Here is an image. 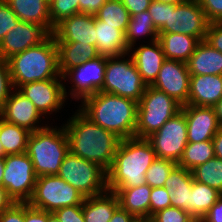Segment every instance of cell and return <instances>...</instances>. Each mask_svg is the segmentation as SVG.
I'll list each match as a JSON object with an SVG mask.
<instances>
[{
    "instance_id": "32",
    "label": "cell",
    "mask_w": 222,
    "mask_h": 222,
    "mask_svg": "<svg viewBox=\"0 0 222 222\" xmlns=\"http://www.w3.org/2000/svg\"><path fill=\"white\" fill-rule=\"evenodd\" d=\"M158 31L154 26L149 11H143L138 14H133L130 17L129 24L125 32V41L128 48L135 47L138 39L143 37H151L150 42L158 39Z\"/></svg>"
},
{
    "instance_id": "36",
    "label": "cell",
    "mask_w": 222,
    "mask_h": 222,
    "mask_svg": "<svg viewBox=\"0 0 222 222\" xmlns=\"http://www.w3.org/2000/svg\"><path fill=\"white\" fill-rule=\"evenodd\" d=\"M177 165L171 160L156 158L145 173L146 184L151 188L164 187L166 179Z\"/></svg>"
},
{
    "instance_id": "7",
    "label": "cell",
    "mask_w": 222,
    "mask_h": 222,
    "mask_svg": "<svg viewBox=\"0 0 222 222\" xmlns=\"http://www.w3.org/2000/svg\"><path fill=\"white\" fill-rule=\"evenodd\" d=\"M125 57L128 59H125ZM146 86L131 54L127 53L106 58V69L101 92L119 95L139 102Z\"/></svg>"
},
{
    "instance_id": "46",
    "label": "cell",
    "mask_w": 222,
    "mask_h": 222,
    "mask_svg": "<svg viewBox=\"0 0 222 222\" xmlns=\"http://www.w3.org/2000/svg\"><path fill=\"white\" fill-rule=\"evenodd\" d=\"M0 222H24V203H13L0 214Z\"/></svg>"
},
{
    "instance_id": "37",
    "label": "cell",
    "mask_w": 222,
    "mask_h": 222,
    "mask_svg": "<svg viewBox=\"0 0 222 222\" xmlns=\"http://www.w3.org/2000/svg\"><path fill=\"white\" fill-rule=\"evenodd\" d=\"M51 32L62 20L79 13V0H49Z\"/></svg>"
},
{
    "instance_id": "13",
    "label": "cell",
    "mask_w": 222,
    "mask_h": 222,
    "mask_svg": "<svg viewBox=\"0 0 222 222\" xmlns=\"http://www.w3.org/2000/svg\"><path fill=\"white\" fill-rule=\"evenodd\" d=\"M107 56L99 55L94 59L67 70L62 79L68 81L70 87L69 96L72 99L82 101L84 98L94 95L102 89L106 69ZM68 78V79H67Z\"/></svg>"
},
{
    "instance_id": "4",
    "label": "cell",
    "mask_w": 222,
    "mask_h": 222,
    "mask_svg": "<svg viewBox=\"0 0 222 222\" xmlns=\"http://www.w3.org/2000/svg\"><path fill=\"white\" fill-rule=\"evenodd\" d=\"M7 62L15 89L29 82L62 78L58 69V49L53 35L42 44L12 55Z\"/></svg>"
},
{
    "instance_id": "40",
    "label": "cell",
    "mask_w": 222,
    "mask_h": 222,
    "mask_svg": "<svg viewBox=\"0 0 222 222\" xmlns=\"http://www.w3.org/2000/svg\"><path fill=\"white\" fill-rule=\"evenodd\" d=\"M171 206L166 187H154L150 194V217L156 212Z\"/></svg>"
},
{
    "instance_id": "17",
    "label": "cell",
    "mask_w": 222,
    "mask_h": 222,
    "mask_svg": "<svg viewBox=\"0 0 222 222\" xmlns=\"http://www.w3.org/2000/svg\"><path fill=\"white\" fill-rule=\"evenodd\" d=\"M0 117L8 123L29 130L31 133L48 126L47 124L45 126L39 125L41 124V119L44 120V117L33 102L15 88L6 99L4 107L0 110Z\"/></svg>"
},
{
    "instance_id": "21",
    "label": "cell",
    "mask_w": 222,
    "mask_h": 222,
    "mask_svg": "<svg viewBox=\"0 0 222 222\" xmlns=\"http://www.w3.org/2000/svg\"><path fill=\"white\" fill-rule=\"evenodd\" d=\"M222 99V75H190L189 105L213 107Z\"/></svg>"
},
{
    "instance_id": "2",
    "label": "cell",
    "mask_w": 222,
    "mask_h": 222,
    "mask_svg": "<svg viewBox=\"0 0 222 222\" xmlns=\"http://www.w3.org/2000/svg\"><path fill=\"white\" fill-rule=\"evenodd\" d=\"M81 103L79 110L103 129L120 139L135 137L137 101L99 91L84 98Z\"/></svg>"
},
{
    "instance_id": "15",
    "label": "cell",
    "mask_w": 222,
    "mask_h": 222,
    "mask_svg": "<svg viewBox=\"0 0 222 222\" xmlns=\"http://www.w3.org/2000/svg\"><path fill=\"white\" fill-rule=\"evenodd\" d=\"M52 35L45 25L19 21L0 41V57L7 60L14 54L46 42Z\"/></svg>"
},
{
    "instance_id": "53",
    "label": "cell",
    "mask_w": 222,
    "mask_h": 222,
    "mask_svg": "<svg viewBox=\"0 0 222 222\" xmlns=\"http://www.w3.org/2000/svg\"><path fill=\"white\" fill-rule=\"evenodd\" d=\"M13 203L14 201L8 196L6 189L0 185V214Z\"/></svg>"
},
{
    "instance_id": "1",
    "label": "cell",
    "mask_w": 222,
    "mask_h": 222,
    "mask_svg": "<svg viewBox=\"0 0 222 222\" xmlns=\"http://www.w3.org/2000/svg\"><path fill=\"white\" fill-rule=\"evenodd\" d=\"M65 123L69 152L109 170L120 138L92 122L79 109Z\"/></svg>"
},
{
    "instance_id": "8",
    "label": "cell",
    "mask_w": 222,
    "mask_h": 222,
    "mask_svg": "<svg viewBox=\"0 0 222 222\" xmlns=\"http://www.w3.org/2000/svg\"><path fill=\"white\" fill-rule=\"evenodd\" d=\"M57 175L85 198L107 191V172L99 165L70 152L65 156Z\"/></svg>"
},
{
    "instance_id": "31",
    "label": "cell",
    "mask_w": 222,
    "mask_h": 222,
    "mask_svg": "<svg viewBox=\"0 0 222 222\" xmlns=\"http://www.w3.org/2000/svg\"><path fill=\"white\" fill-rule=\"evenodd\" d=\"M221 195L222 194L216 189L193 180L190 198V214L196 220L201 221Z\"/></svg>"
},
{
    "instance_id": "10",
    "label": "cell",
    "mask_w": 222,
    "mask_h": 222,
    "mask_svg": "<svg viewBox=\"0 0 222 222\" xmlns=\"http://www.w3.org/2000/svg\"><path fill=\"white\" fill-rule=\"evenodd\" d=\"M4 164L2 186L6 189L8 196L15 203H28L37 179L30 157L26 152L6 155Z\"/></svg>"
},
{
    "instance_id": "49",
    "label": "cell",
    "mask_w": 222,
    "mask_h": 222,
    "mask_svg": "<svg viewBox=\"0 0 222 222\" xmlns=\"http://www.w3.org/2000/svg\"><path fill=\"white\" fill-rule=\"evenodd\" d=\"M126 7L130 16L148 10L152 0H120Z\"/></svg>"
},
{
    "instance_id": "6",
    "label": "cell",
    "mask_w": 222,
    "mask_h": 222,
    "mask_svg": "<svg viewBox=\"0 0 222 222\" xmlns=\"http://www.w3.org/2000/svg\"><path fill=\"white\" fill-rule=\"evenodd\" d=\"M182 105L165 92L146 86L137 106L135 137L147 138L181 111Z\"/></svg>"
},
{
    "instance_id": "58",
    "label": "cell",
    "mask_w": 222,
    "mask_h": 222,
    "mask_svg": "<svg viewBox=\"0 0 222 222\" xmlns=\"http://www.w3.org/2000/svg\"><path fill=\"white\" fill-rule=\"evenodd\" d=\"M48 222H59V221L52 213L48 212Z\"/></svg>"
},
{
    "instance_id": "54",
    "label": "cell",
    "mask_w": 222,
    "mask_h": 222,
    "mask_svg": "<svg viewBox=\"0 0 222 222\" xmlns=\"http://www.w3.org/2000/svg\"><path fill=\"white\" fill-rule=\"evenodd\" d=\"M213 107H214L217 119H218L220 125L222 126V99L217 104H215Z\"/></svg>"
},
{
    "instance_id": "55",
    "label": "cell",
    "mask_w": 222,
    "mask_h": 222,
    "mask_svg": "<svg viewBox=\"0 0 222 222\" xmlns=\"http://www.w3.org/2000/svg\"><path fill=\"white\" fill-rule=\"evenodd\" d=\"M4 170H5L4 158H0V185H2Z\"/></svg>"
},
{
    "instance_id": "5",
    "label": "cell",
    "mask_w": 222,
    "mask_h": 222,
    "mask_svg": "<svg viewBox=\"0 0 222 222\" xmlns=\"http://www.w3.org/2000/svg\"><path fill=\"white\" fill-rule=\"evenodd\" d=\"M60 127L48 125L29 136L26 153L34 165L37 177L57 175L69 153L67 134L64 126Z\"/></svg>"
},
{
    "instance_id": "23",
    "label": "cell",
    "mask_w": 222,
    "mask_h": 222,
    "mask_svg": "<svg viewBox=\"0 0 222 222\" xmlns=\"http://www.w3.org/2000/svg\"><path fill=\"white\" fill-rule=\"evenodd\" d=\"M190 75H222V53L200 41L186 62Z\"/></svg>"
},
{
    "instance_id": "52",
    "label": "cell",
    "mask_w": 222,
    "mask_h": 222,
    "mask_svg": "<svg viewBox=\"0 0 222 222\" xmlns=\"http://www.w3.org/2000/svg\"><path fill=\"white\" fill-rule=\"evenodd\" d=\"M214 145V154L216 158L222 159V127L212 139Z\"/></svg>"
},
{
    "instance_id": "38",
    "label": "cell",
    "mask_w": 222,
    "mask_h": 222,
    "mask_svg": "<svg viewBox=\"0 0 222 222\" xmlns=\"http://www.w3.org/2000/svg\"><path fill=\"white\" fill-rule=\"evenodd\" d=\"M152 222H195L196 219L187 211L169 206L151 216Z\"/></svg>"
},
{
    "instance_id": "16",
    "label": "cell",
    "mask_w": 222,
    "mask_h": 222,
    "mask_svg": "<svg viewBox=\"0 0 222 222\" xmlns=\"http://www.w3.org/2000/svg\"><path fill=\"white\" fill-rule=\"evenodd\" d=\"M189 83L190 73L186 62L166 59L151 86L165 92L183 106L188 102Z\"/></svg>"
},
{
    "instance_id": "57",
    "label": "cell",
    "mask_w": 222,
    "mask_h": 222,
    "mask_svg": "<svg viewBox=\"0 0 222 222\" xmlns=\"http://www.w3.org/2000/svg\"><path fill=\"white\" fill-rule=\"evenodd\" d=\"M156 1L168 4H181L183 2H186L187 0H156Z\"/></svg>"
},
{
    "instance_id": "35",
    "label": "cell",
    "mask_w": 222,
    "mask_h": 222,
    "mask_svg": "<svg viewBox=\"0 0 222 222\" xmlns=\"http://www.w3.org/2000/svg\"><path fill=\"white\" fill-rule=\"evenodd\" d=\"M193 179L206 184L222 194V159L212 158L191 170Z\"/></svg>"
},
{
    "instance_id": "34",
    "label": "cell",
    "mask_w": 222,
    "mask_h": 222,
    "mask_svg": "<svg viewBox=\"0 0 222 222\" xmlns=\"http://www.w3.org/2000/svg\"><path fill=\"white\" fill-rule=\"evenodd\" d=\"M95 17L106 25L117 26L125 34L131 16L120 0H107Z\"/></svg>"
},
{
    "instance_id": "44",
    "label": "cell",
    "mask_w": 222,
    "mask_h": 222,
    "mask_svg": "<svg viewBox=\"0 0 222 222\" xmlns=\"http://www.w3.org/2000/svg\"><path fill=\"white\" fill-rule=\"evenodd\" d=\"M207 20L222 22V0H198Z\"/></svg>"
},
{
    "instance_id": "51",
    "label": "cell",
    "mask_w": 222,
    "mask_h": 222,
    "mask_svg": "<svg viewBox=\"0 0 222 222\" xmlns=\"http://www.w3.org/2000/svg\"><path fill=\"white\" fill-rule=\"evenodd\" d=\"M135 217L120 206L114 211L109 222H131Z\"/></svg>"
},
{
    "instance_id": "39",
    "label": "cell",
    "mask_w": 222,
    "mask_h": 222,
    "mask_svg": "<svg viewBox=\"0 0 222 222\" xmlns=\"http://www.w3.org/2000/svg\"><path fill=\"white\" fill-rule=\"evenodd\" d=\"M13 89L8 62L0 57V110Z\"/></svg>"
},
{
    "instance_id": "30",
    "label": "cell",
    "mask_w": 222,
    "mask_h": 222,
    "mask_svg": "<svg viewBox=\"0 0 222 222\" xmlns=\"http://www.w3.org/2000/svg\"><path fill=\"white\" fill-rule=\"evenodd\" d=\"M31 132L0 117V142L5 156L25 153Z\"/></svg>"
},
{
    "instance_id": "11",
    "label": "cell",
    "mask_w": 222,
    "mask_h": 222,
    "mask_svg": "<svg viewBox=\"0 0 222 222\" xmlns=\"http://www.w3.org/2000/svg\"><path fill=\"white\" fill-rule=\"evenodd\" d=\"M157 158L171 160L178 164L188 143L185 114L180 111L156 132L146 138Z\"/></svg>"
},
{
    "instance_id": "3",
    "label": "cell",
    "mask_w": 222,
    "mask_h": 222,
    "mask_svg": "<svg viewBox=\"0 0 222 222\" xmlns=\"http://www.w3.org/2000/svg\"><path fill=\"white\" fill-rule=\"evenodd\" d=\"M156 158L155 151L146 138L121 139L107 171V190L146 184L145 173Z\"/></svg>"
},
{
    "instance_id": "9",
    "label": "cell",
    "mask_w": 222,
    "mask_h": 222,
    "mask_svg": "<svg viewBox=\"0 0 222 222\" xmlns=\"http://www.w3.org/2000/svg\"><path fill=\"white\" fill-rule=\"evenodd\" d=\"M84 199V196L58 175H46L37 177L28 204L53 213L63 207L83 205Z\"/></svg>"
},
{
    "instance_id": "56",
    "label": "cell",
    "mask_w": 222,
    "mask_h": 222,
    "mask_svg": "<svg viewBox=\"0 0 222 222\" xmlns=\"http://www.w3.org/2000/svg\"><path fill=\"white\" fill-rule=\"evenodd\" d=\"M131 222H152L151 217H135Z\"/></svg>"
},
{
    "instance_id": "25",
    "label": "cell",
    "mask_w": 222,
    "mask_h": 222,
    "mask_svg": "<svg viewBox=\"0 0 222 222\" xmlns=\"http://www.w3.org/2000/svg\"><path fill=\"white\" fill-rule=\"evenodd\" d=\"M152 188L143 184L132 188H113L119 206L134 217H150V194Z\"/></svg>"
},
{
    "instance_id": "41",
    "label": "cell",
    "mask_w": 222,
    "mask_h": 222,
    "mask_svg": "<svg viewBox=\"0 0 222 222\" xmlns=\"http://www.w3.org/2000/svg\"><path fill=\"white\" fill-rule=\"evenodd\" d=\"M19 21L10 6L6 2L0 1V41Z\"/></svg>"
},
{
    "instance_id": "18",
    "label": "cell",
    "mask_w": 222,
    "mask_h": 222,
    "mask_svg": "<svg viewBox=\"0 0 222 222\" xmlns=\"http://www.w3.org/2000/svg\"><path fill=\"white\" fill-rule=\"evenodd\" d=\"M181 111L186 117L188 143L212 141L222 127L214 107L185 104L181 107Z\"/></svg>"
},
{
    "instance_id": "12",
    "label": "cell",
    "mask_w": 222,
    "mask_h": 222,
    "mask_svg": "<svg viewBox=\"0 0 222 222\" xmlns=\"http://www.w3.org/2000/svg\"><path fill=\"white\" fill-rule=\"evenodd\" d=\"M210 22L198 0H187L181 4H169L168 22L158 33H180L205 40Z\"/></svg>"
},
{
    "instance_id": "24",
    "label": "cell",
    "mask_w": 222,
    "mask_h": 222,
    "mask_svg": "<svg viewBox=\"0 0 222 222\" xmlns=\"http://www.w3.org/2000/svg\"><path fill=\"white\" fill-rule=\"evenodd\" d=\"M96 48L99 55L112 57L129 53L125 34L117 26L106 25V22L95 17Z\"/></svg>"
},
{
    "instance_id": "47",
    "label": "cell",
    "mask_w": 222,
    "mask_h": 222,
    "mask_svg": "<svg viewBox=\"0 0 222 222\" xmlns=\"http://www.w3.org/2000/svg\"><path fill=\"white\" fill-rule=\"evenodd\" d=\"M24 222H48V212L24 203Z\"/></svg>"
},
{
    "instance_id": "14",
    "label": "cell",
    "mask_w": 222,
    "mask_h": 222,
    "mask_svg": "<svg viewBox=\"0 0 222 222\" xmlns=\"http://www.w3.org/2000/svg\"><path fill=\"white\" fill-rule=\"evenodd\" d=\"M62 78L46 79L21 85L18 90L33 102L40 114L49 117L63 108L69 92ZM47 114V115H46Z\"/></svg>"
},
{
    "instance_id": "59",
    "label": "cell",
    "mask_w": 222,
    "mask_h": 222,
    "mask_svg": "<svg viewBox=\"0 0 222 222\" xmlns=\"http://www.w3.org/2000/svg\"><path fill=\"white\" fill-rule=\"evenodd\" d=\"M4 157H5V152H4L3 146L0 142V158H4Z\"/></svg>"
},
{
    "instance_id": "27",
    "label": "cell",
    "mask_w": 222,
    "mask_h": 222,
    "mask_svg": "<svg viewBox=\"0 0 222 222\" xmlns=\"http://www.w3.org/2000/svg\"><path fill=\"white\" fill-rule=\"evenodd\" d=\"M118 207L117 195L108 190L100 195L86 197L82 205L84 220L85 222H109Z\"/></svg>"
},
{
    "instance_id": "29",
    "label": "cell",
    "mask_w": 222,
    "mask_h": 222,
    "mask_svg": "<svg viewBox=\"0 0 222 222\" xmlns=\"http://www.w3.org/2000/svg\"><path fill=\"white\" fill-rule=\"evenodd\" d=\"M20 21L45 25L51 31L49 0H8Z\"/></svg>"
},
{
    "instance_id": "28",
    "label": "cell",
    "mask_w": 222,
    "mask_h": 222,
    "mask_svg": "<svg viewBox=\"0 0 222 222\" xmlns=\"http://www.w3.org/2000/svg\"><path fill=\"white\" fill-rule=\"evenodd\" d=\"M158 41L167 60L187 62L200 42L196 37L180 33H159Z\"/></svg>"
},
{
    "instance_id": "19",
    "label": "cell",
    "mask_w": 222,
    "mask_h": 222,
    "mask_svg": "<svg viewBox=\"0 0 222 222\" xmlns=\"http://www.w3.org/2000/svg\"><path fill=\"white\" fill-rule=\"evenodd\" d=\"M53 36L56 42H81L96 46L95 16L74 14L54 27Z\"/></svg>"
},
{
    "instance_id": "20",
    "label": "cell",
    "mask_w": 222,
    "mask_h": 222,
    "mask_svg": "<svg viewBox=\"0 0 222 222\" xmlns=\"http://www.w3.org/2000/svg\"><path fill=\"white\" fill-rule=\"evenodd\" d=\"M148 44H141L137 48H129V54H132L131 56L141 75L142 81L147 86H151L156 80L166 58L158 39Z\"/></svg>"
},
{
    "instance_id": "22",
    "label": "cell",
    "mask_w": 222,
    "mask_h": 222,
    "mask_svg": "<svg viewBox=\"0 0 222 222\" xmlns=\"http://www.w3.org/2000/svg\"><path fill=\"white\" fill-rule=\"evenodd\" d=\"M193 180L192 172L186 168L177 165L171 171L164 184L169 193L171 206L181 208L190 213Z\"/></svg>"
},
{
    "instance_id": "26",
    "label": "cell",
    "mask_w": 222,
    "mask_h": 222,
    "mask_svg": "<svg viewBox=\"0 0 222 222\" xmlns=\"http://www.w3.org/2000/svg\"><path fill=\"white\" fill-rule=\"evenodd\" d=\"M61 76L69 69L99 56L95 45L81 42H56Z\"/></svg>"
},
{
    "instance_id": "43",
    "label": "cell",
    "mask_w": 222,
    "mask_h": 222,
    "mask_svg": "<svg viewBox=\"0 0 222 222\" xmlns=\"http://www.w3.org/2000/svg\"><path fill=\"white\" fill-rule=\"evenodd\" d=\"M59 222H85L82 205L60 208L52 213Z\"/></svg>"
},
{
    "instance_id": "42",
    "label": "cell",
    "mask_w": 222,
    "mask_h": 222,
    "mask_svg": "<svg viewBox=\"0 0 222 222\" xmlns=\"http://www.w3.org/2000/svg\"><path fill=\"white\" fill-rule=\"evenodd\" d=\"M148 11L151 15L154 26L156 27L157 31H159L165 25V23L168 22L169 4L152 0Z\"/></svg>"
},
{
    "instance_id": "33",
    "label": "cell",
    "mask_w": 222,
    "mask_h": 222,
    "mask_svg": "<svg viewBox=\"0 0 222 222\" xmlns=\"http://www.w3.org/2000/svg\"><path fill=\"white\" fill-rule=\"evenodd\" d=\"M214 157V145L212 141L187 143L178 166L191 171L196 166L206 163Z\"/></svg>"
},
{
    "instance_id": "45",
    "label": "cell",
    "mask_w": 222,
    "mask_h": 222,
    "mask_svg": "<svg viewBox=\"0 0 222 222\" xmlns=\"http://www.w3.org/2000/svg\"><path fill=\"white\" fill-rule=\"evenodd\" d=\"M204 41L222 53V22L209 24Z\"/></svg>"
},
{
    "instance_id": "50",
    "label": "cell",
    "mask_w": 222,
    "mask_h": 222,
    "mask_svg": "<svg viewBox=\"0 0 222 222\" xmlns=\"http://www.w3.org/2000/svg\"><path fill=\"white\" fill-rule=\"evenodd\" d=\"M200 222H222V195Z\"/></svg>"
},
{
    "instance_id": "48",
    "label": "cell",
    "mask_w": 222,
    "mask_h": 222,
    "mask_svg": "<svg viewBox=\"0 0 222 222\" xmlns=\"http://www.w3.org/2000/svg\"><path fill=\"white\" fill-rule=\"evenodd\" d=\"M107 0H79V13L95 16Z\"/></svg>"
}]
</instances>
